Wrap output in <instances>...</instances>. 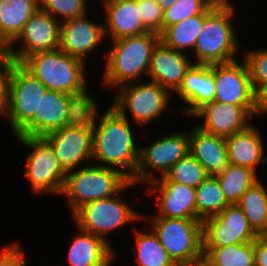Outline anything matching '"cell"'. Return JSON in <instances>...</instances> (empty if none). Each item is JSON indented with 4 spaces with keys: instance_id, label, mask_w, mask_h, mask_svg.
Masks as SVG:
<instances>
[{
    "instance_id": "cell-45",
    "label": "cell",
    "mask_w": 267,
    "mask_h": 266,
    "mask_svg": "<svg viewBox=\"0 0 267 266\" xmlns=\"http://www.w3.org/2000/svg\"><path fill=\"white\" fill-rule=\"evenodd\" d=\"M176 1L177 0H156V2L158 3V5L161 7L163 11L169 9L172 6V4Z\"/></svg>"
},
{
    "instance_id": "cell-8",
    "label": "cell",
    "mask_w": 267,
    "mask_h": 266,
    "mask_svg": "<svg viewBox=\"0 0 267 266\" xmlns=\"http://www.w3.org/2000/svg\"><path fill=\"white\" fill-rule=\"evenodd\" d=\"M115 92V98L110 105L125 118H128L129 111L133 123L140 127L159 119L170 106L168 102L173 101L171 97H174L158 83L149 80L121 85Z\"/></svg>"
},
{
    "instance_id": "cell-9",
    "label": "cell",
    "mask_w": 267,
    "mask_h": 266,
    "mask_svg": "<svg viewBox=\"0 0 267 266\" xmlns=\"http://www.w3.org/2000/svg\"><path fill=\"white\" fill-rule=\"evenodd\" d=\"M142 215L149 220L167 254L182 266L203 253L202 221L200 219L168 218Z\"/></svg>"
},
{
    "instance_id": "cell-10",
    "label": "cell",
    "mask_w": 267,
    "mask_h": 266,
    "mask_svg": "<svg viewBox=\"0 0 267 266\" xmlns=\"http://www.w3.org/2000/svg\"><path fill=\"white\" fill-rule=\"evenodd\" d=\"M47 87L21 63L11 60L9 73L10 131L16 135L38 112L41 97Z\"/></svg>"
},
{
    "instance_id": "cell-6",
    "label": "cell",
    "mask_w": 267,
    "mask_h": 266,
    "mask_svg": "<svg viewBox=\"0 0 267 266\" xmlns=\"http://www.w3.org/2000/svg\"><path fill=\"white\" fill-rule=\"evenodd\" d=\"M134 185L130 181L117 195L94 200L78 208L72 214L75 226L103 238L112 245L108 240V233L123 227V225L142 221L144 213L137 212L132 204H128L123 196H120L122 191L128 190L131 186L135 187Z\"/></svg>"
},
{
    "instance_id": "cell-3",
    "label": "cell",
    "mask_w": 267,
    "mask_h": 266,
    "mask_svg": "<svg viewBox=\"0 0 267 266\" xmlns=\"http://www.w3.org/2000/svg\"><path fill=\"white\" fill-rule=\"evenodd\" d=\"M234 13L229 0H219L204 14L203 28L192 54L193 63L212 65L237 60L240 44L232 21Z\"/></svg>"
},
{
    "instance_id": "cell-19",
    "label": "cell",
    "mask_w": 267,
    "mask_h": 266,
    "mask_svg": "<svg viewBox=\"0 0 267 266\" xmlns=\"http://www.w3.org/2000/svg\"><path fill=\"white\" fill-rule=\"evenodd\" d=\"M157 191L156 203L158 217L199 219L196 215V188L172 181H151L147 184Z\"/></svg>"
},
{
    "instance_id": "cell-24",
    "label": "cell",
    "mask_w": 267,
    "mask_h": 266,
    "mask_svg": "<svg viewBox=\"0 0 267 266\" xmlns=\"http://www.w3.org/2000/svg\"><path fill=\"white\" fill-rule=\"evenodd\" d=\"M262 140L260 129L253 124L226 137L228 164L248 167L257 172L259 164L267 163Z\"/></svg>"
},
{
    "instance_id": "cell-33",
    "label": "cell",
    "mask_w": 267,
    "mask_h": 266,
    "mask_svg": "<svg viewBox=\"0 0 267 266\" xmlns=\"http://www.w3.org/2000/svg\"><path fill=\"white\" fill-rule=\"evenodd\" d=\"M216 266H255L254 241L219 248H203Z\"/></svg>"
},
{
    "instance_id": "cell-40",
    "label": "cell",
    "mask_w": 267,
    "mask_h": 266,
    "mask_svg": "<svg viewBox=\"0 0 267 266\" xmlns=\"http://www.w3.org/2000/svg\"><path fill=\"white\" fill-rule=\"evenodd\" d=\"M24 257L26 256L19 242L9 243L0 249V266H26Z\"/></svg>"
},
{
    "instance_id": "cell-36",
    "label": "cell",
    "mask_w": 267,
    "mask_h": 266,
    "mask_svg": "<svg viewBox=\"0 0 267 266\" xmlns=\"http://www.w3.org/2000/svg\"><path fill=\"white\" fill-rule=\"evenodd\" d=\"M88 0H40V7L60 23L88 13ZM88 7V8H87Z\"/></svg>"
},
{
    "instance_id": "cell-20",
    "label": "cell",
    "mask_w": 267,
    "mask_h": 266,
    "mask_svg": "<svg viewBox=\"0 0 267 266\" xmlns=\"http://www.w3.org/2000/svg\"><path fill=\"white\" fill-rule=\"evenodd\" d=\"M215 92L214 64L193 63L185 73L182 85L175 95L178 94L179 99L187 104V108H181V113L191 118L204 104L214 101Z\"/></svg>"
},
{
    "instance_id": "cell-37",
    "label": "cell",
    "mask_w": 267,
    "mask_h": 266,
    "mask_svg": "<svg viewBox=\"0 0 267 266\" xmlns=\"http://www.w3.org/2000/svg\"><path fill=\"white\" fill-rule=\"evenodd\" d=\"M242 58L246 61L250 79L255 93L267 85V48L247 49L242 52Z\"/></svg>"
},
{
    "instance_id": "cell-2",
    "label": "cell",
    "mask_w": 267,
    "mask_h": 266,
    "mask_svg": "<svg viewBox=\"0 0 267 266\" xmlns=\"http://www.w3.org/2000/svg\"><path fill=\"white\" fill-rule=\"evenodd\" d=\"M159 41L160 35L152 32L112 40L105 55L103 84L115 90L121 85L144 80L141 77H147L152 51Z\"/></svg>"
},
{
    "instance_id": "cell-38",
    "label": "cell",
    "mask_w": 267,
    "mask_h": 266,
    "mask_svg": "<svg viewBox=\"0 0 267 266\" xmlns=\"http://www.w3.org/2000/svg\"><path fill=\"white\" fill-rule=\"evenodd\" d=\"M143 26L152 33H163V13L156 0H137Z\"/></svg>"
},
{
    "instance_id": "cell-15",
    "label": "cell",
    "mask_w": 267,
    "mask_h": 266,
    "mask_svg": "<svg viewBox=\"0 0 267 266\" xmlns=\"http://www.w3.org/2000/svg\"><path fill=\"white\" fill-rule=\"evenodd\" d=\"M255 106H236L222 102H209L199 108L191 117L199 118L196 125L201 130L216 136L228 137L243 131L252 123Z\"/></svg>"
},
{
    "instance_id": "cell-26",
    "label": "cell",
    "mask_w": 267,
    "mask_h": 266,
    "mask_svg": "<svg viewBox=\"0 0 267 266\" xmlns=\"http://www.w3.org/2000/svg\"><path fill=\"white\" fill-rule=\"evenodd\" d=\"M40 8V0H0V25L13 42L32 14Z\"/></svg>"
},
{
    "instance_id": "cell-28",
    "label": "cell",
    "mask_w": 267,
    "mask_h": 266,
    "mask_svg": "<svg viewBox=\"0 0 267 266\" xmlns=\"http://www.w3.org/2000/svg\"><path fill=\"white\" fill-rule=\"evenodd\" d=\"M88 86L79 91L69 94L67 105L66 126H73L92 130L95 126L98 116V104L96 98L89 94Z\"/></svg>"
},
{
    "instance_id": "cell-30",
    "label": "cell",
    "mask_w": 267,
    "mask_h": 266,
    "mask_svg": "<svg viewBox=\"0 0 267 266\" xmlns=\"http://www.w3.org/2000/svg\"><path fill=\"white\" fill-rule=\"evenodd\" d=\"M204 14L191 16L180 23L169 26L160 40L169 48L188 54L193 52L197 38L203 28ZM187 51V52H186Z\"/></svg>"
},
{
    "instance_id": "cell-44",
    "label": "cell",
    "mask_w": 267,
    "mask_h": 266,
    "mask_svg": "<svg viewBox=\"0 0 267 266\" xmlns=\"http://www.w3.org/2000/svg\"><path fill=\"white\" fill-rule=\"evenodd\" d=\"M182 266H216V264L209 258L208 255L202 253L190 262L183 264Z\"/></svg>"
},
{
    "instance_id": "cell-34",
    "label": "cell",
    "mask_w": 267,
    "mask_h": 266,
    "mask_svg": "<svg viewBox=\"0 0 267 266\" xmlns=\"http://www.w3.org/2000/svg\"><path fill=\"white\" fill-rule=\"evenodd\" d=\"M208 176L203 166L188 153L179 159L165 176H157L154 181H172L197 188Z\"/></svg>"
},
{
    "instance_id": "cell-7",
    "label": "cell",
    "mask_w": 267,
    "mask_h": 266,
    "mask_svg": "<svg viewBox=\"0 0 267 266\" xmlns=\"http://www.w3.org/2000/svg\"><path fill=\"white\" fill-rule=\"evenodd\" d=\"M14 137L31 150L23 175L30 182V190L38 195L49 193L61 196L68 172L60 164L51 144L43 136Z\"/></svg>"
},
{
    "instance_id": "cell-41",
    "label": "cell",
    "mask_w": 267,
    "mask_h": 266,
    "mask_svg": "<svg viewBox=\"0 0 267 266\" xmlns=\"http://www.w3.org/2000/svg\"><path fill=\"white\" fill-rule=\"evenodd\" d=\"M255 266H267V235L254 241Z\"/></svg>"
},
{
    "instance_id": "cell-27",
    "label": "cell",
    "mask_w": 267,
    "mask_h": 266,
    "mask_svg": "<svg viewBox=\"0 0 267 266\" xmlns=\"http://www.w3.org/2000/svg\"><path fill=\"white\" fill-rule=\"evenodd\" d=\"M241 207L251 228L258 236L267 235V188L258 180L242 195Z\"/></svg>"
},
{
    "instance_id": "cell-18",
    "label": "cell",
    "mask_w": 267,
    "mask_h": 266,
    "mask_svg": "<svg viewBox=\"0 0 267 266\" xmlns=\"http://www.w3.org/2000/svg\"><path fill=\"white\" fill-rule=\"evenodd\" d=\"M191 57L189 54L167 47L160 40L153 48L148 77L144 79L158 83L174 94L179 90L185 73L193 64Z\"/></svg>"
},
{
    "instance_id": "cell-17",
    "label": "cell",
    "mask_w": 267,
    "mask_h": 266,
    "mask_svg": "<svg viewBox=\"0 0 267 266\" xmlns=\"http://www.w3.org/2000/svg\"><path fill=\"white\" fill-rule=\"evenodd\" d=\"M88 14L61 22L59 35V49L84 62L106 40L104 24L89 20Z\"/></svg>"
},
{
    "instance_id": "cell-11",
    "label": "cell",
    "mask_w": 267,
    "mask_h": 266,
    "mask_svg": "<svg viewBox=\"0 0 267 266\" xmlns=\"http://www.w3.org/2000/svg\"><path fill=\"white\" fill-rule=\"evenodd\" d=\"M148 145L140 147L138 167L130 180L135 185L144 186L154 181L157 175L150 174L153 171H159L160 177L165 176L179 159L185 157L190 152L189 133L175 131L159 137Z\"/></svg>"
},
{
    "instance_id": "cell-29",
    "label": "cell",
    "mask_w": 267,
    "mask_h": 266,
    "mask_svg": "<svg viewBox=\"0 0 267 266\" xmlns=\"http://www.w3.org/2000/svg\"><path fill=\"white\" fill-rule=\"evenodd\" d=\"M258 176V172L251 168L228 164L227 168L215 177L227 203L238 204L247 189L261 180Z\"/></svg>"
},
{
    "instance_id": "cell-43",
    "label": "cell",
    "mask_w": 267,
    "mask_h": 266,
    "mask_svg": "<svg viewBox=\"0 0 267 266\" xmlns=\"http://www.w3.org/2000/svg\"><path fill=\"white\" fill-rule=\"evenodd\" d=\"M12 41L4 34L0 25V58H9Z\"/></svg>"
},
{
    "instance_id": "cell-4",
    "label": "cell",
    "mask_w": 267,
    "mask_h": 266,
    "mask_svg": "<svg viewBox=\"0 0 267 266\" xmlns=\"http://www.w3.org/2000/svg\"><path fill=\"white\" fill-rule=\"evenodd\" d=\"M129 182L117 169L89 163L67 173L61 195L73 214L88 202L117 195Z\"/></svg>"
},
{
    "instance_id": "cell-1",
    "label": "cell",
    "mask_w": 267,
    "mask_h": 266,
    "mask_svg": "<svg viewBox=\"0 0 267 266\" xmlns=\"http://www.w3.org/2000/svg\"><path fill=\"white\" fill-rule=\"evenodd\" d=\"M98 118L92 129V161L117 169L131 180L138 167L141 146L135 142L128 118L111 105Z\"/></svg>"
},
{
    "instance_id": "cell-32",
    "label": "cell",
    "mask_w": 267,
    "mask_h": 266,
    "mask_svg": "<svg viewBox=\"0 0 267 266\" xmlns=\"http://www.w3.org/2000/svg\"><path fill=\"white\" fill-rule=\"evenodd\" d=\"M228 205L218 179L215 176H208L196 188V215L201 221L216 216Z\"/></svg>"
},
{
    "instance_id": "cell-22",
    "label": "cell",
    "mask_w": 267,
    "mask_h": 266,
    "mask_svg": "<svg viewBox=\"0 0 267 266\" xmlns=\"http://www.w3.org/2000/svg\"><path fill=\"white\" fill-rule=\"evenodd\" d=\"M69 94L47 90L41 97L38 112L16 134L24 136H44L47 133L66 126Z\"/></svg>"
},
{
    "instance_id": "cell-21",
    "label": "cell",
    "mask_w": 267,
    "mask_h": 266,
    "mask_svg": "<svg viewBox=\"0 0 267 266\" xmlns=\"http://www.w3.org/2000/svg\"><path fill=\"white\" fill-rule=\"evenodd\" d=\"M102 2L106 13L103 24L107 40L112 41L149 32L143 26L137 0H103Z\"/></svg>"
},
{
    "instance_id": "cell-25",
    "label": "cell",
    "mask_w": 267,
    "mask_h": 266,
    "mask_svg": "<svg viewBox=\"0 0 267 266\" xmlns=\"http://www.w3.org/2000/svg\"><path fill=\"white\" fill-rule=\"evenodd\" d=\"M189 130L190 152L209 176H216L228 166L225 138L207 133L196 125Z\"/></svg>"
},
{
    "instance_id": "cell-13",
    "label": "cell",
    "mask_w": 267,
    "mask_h": 266,
    "mask_svg": "<svg viewBox=\"0 0 267 266\" xmlns=\"http://www.w3.org/2000/svg\"><path fill=\"white\" fill-rule=\"evenodd\" d=\"M60 21L41 7L37 9L24 25L22 32L12 42L10 59L21 63L27 56L41 51L59 48ZM21 40V41H20ZM23 42L17 50L14 44Z\"/></svg>"
},
{
    "instance_id": "cell-14",
    "label": "cell",
    "mask_w": 267,
    "mask_h": 266,
    "mask_svg": "<svg viewBox=\"0 0 267 266\" xmlns=\"http://www.w3.org/2000/svg\"><path fill=\"white\" fill-rule=\"evenodd\" d=\"M241 62V63H240ZM214 64L216 85L214 101L236 106H255L253 89L247 63L244 59Z\"/></svg>"
},
{
    "instance_id": "cell-12",
    "label": "cell",
    "mask_w": 267,
    "mask_h": 266,
    "mask_svg": "<svg viewBox=\"0 0 267 266\" xmlns=\"http://www.w3.org/2000/svg\"><path fill=\"white\" fill-rule=\"evenodd\" d=\"M202 236L203 248L244 244L258 237L238 204H229L216 216L204 219Z\"/></svg>"
},
{
    "instance_id": "cell-23",
    "label": "cell",
    "mask_w": 267,
    "mask_h": 266,
    "mask_svg": "<svg viewBox=\"0 0 267 266\" xmlns=\"http://www.w3.org/2000/svg\"><path fill=\"white\" fill-rule=\"evenodd\" d=\"M66 254L68 266H110L117 256L103 238L77 228Z\"/></svg>"
},
{
    "instance_id": "cell-35",
    "label": "cell",
    "mask_w": 267,
    "mask_h": 266,
    "mask_svg": "<svg viewBox=\"0 0 267 266\" xmlns=\"http://www.w3.org/2000/svg\"><path fill=\"white\" fill-rule=\"evenodd\" d=\"M219 0H177L163 13V32L174 24L198 14H205Z\"/></svg>"
},
{
    "instance_id": "cell-42",
    "label": "cell",
    "mask_w": 267,
    "mask_h": 266,
    "mask_svg": "<svg viewBox=\"0 0 267 266\" xmlns=\"http://www.w3.org/2000/svg\"><path fill=\"white\" fill-rule=\"evenodd\" d=\"M266 116L267 114V85L262 86L255 95L254 115Z\"/></svg>"
},
{
    "instance_id": "cell-31",
    "label": "cell",
    "mask_w": 267,
    "mask_h": 266,
    "mask_svg": "<svg viewBox=\"0 0 267 266\" xmlns=\"http://www.w3.org/2000/svg\"><path fill=\"white\" fill-rule=\"evenodd\" d=\"M135 231L137 266H178L167 254L153 230L147 233L137 229Z\"/></svg>"
},
{
    "instance_id": "cell-16",
    "label": "cell",
    "mask_w": 267,
    "mask_h": 266,
    "mask_svg": "<svg viewBox=\"0 0 267 266\" xmlns=\"http://www.w3.org/2000/svg\"><path fill=\"white\" fill-rule=\"evenodd\" d=\"M43 137L51 144L60 164L67 172L79 168L84 162L86 166L92 161V130L64 126Z\"/></svg>"
},
{
    "instance_id": "cell-39",
    "label": "cell",
    "mask_w": 267,
    "mask_h": 266,
    "mask_svg": "<svg viewBox=\"0 0 267 266\" xmlns=\"http://www.w3.org/2000/svg\"><path fill=\"white\" fill-rule=\"evenodd\" d=\"M10 66V58H0V117H6L7 119L9 114Z\"/></svg>"
},
{
    "instance_id": "cell-5",
    "label": "cell",
    "mask_w": 267,
    "mask_h": 266,
    "mask_svg": "<svg viewBox=\"0 0 267 266\" xmlns=\"http://www.w3.org/2000/svg\"><path fill=\"white\" fill-rule=\"evenodd\" d=\"M86 62L62 50L41 51L27 56L21 64L48 90L70 94L87 86Z\"/></svg>"
}]
</instances>
